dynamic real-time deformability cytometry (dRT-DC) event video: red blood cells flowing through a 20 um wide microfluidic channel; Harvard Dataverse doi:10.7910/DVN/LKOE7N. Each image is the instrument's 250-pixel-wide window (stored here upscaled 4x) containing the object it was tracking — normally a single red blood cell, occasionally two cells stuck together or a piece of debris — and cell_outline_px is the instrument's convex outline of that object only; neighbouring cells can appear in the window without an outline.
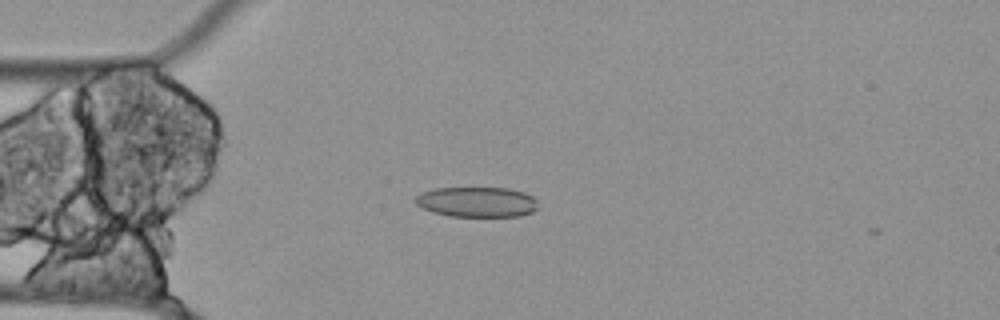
{"species": "Egyptian fruit bat (a non-hibernating species)", "species_latin": "Rousettus aegyptiacus", "temperature_condition": "cold", "stored_images_in_passage": 43, "segment_of_instrument_passage": [1, 2], "camera_frame_rate_fps": 3000, "um_per_image_px": 0.085, "animal": {"sex": "female"}, "frame": {"image": 1, "passage_image": 1, "time_ms": 0.0, "image_size_px": [1000, 320], "cell_outline_px": [[540, 208], [532, 212], [520, 216], [448, 216], [432, 212], [416, 204], [416, 196], [424, 192], [436, 188], [508, 188], [524, 192], [532, 196], [536, 200]], "centroid_in_image_um": [40.59, 17.17], "position_along_channel_um": 44.4, "area_um2": 21.56}}
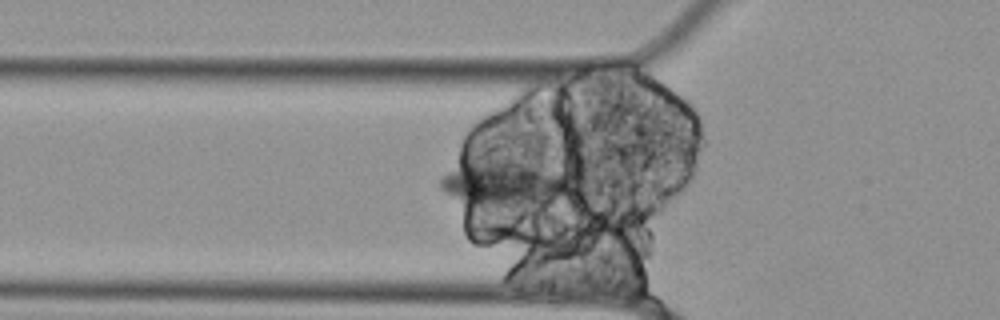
{"frame": {"image": 2, "passage_image": 5, "time_ms": 1.333, "image_size_px": [1000, 320], "cell_outline_px": [[572, 192], [552, 204], [472, 204], [460, 200], [444, 192], [440, 188], [440, 180], [460, 152], [556, 168], [568, 172], [572, 188]], "centroid_in_image_um": [42.81, 15.43], "position_along_channel_um": 83.0, "area_um2": 37.28}}